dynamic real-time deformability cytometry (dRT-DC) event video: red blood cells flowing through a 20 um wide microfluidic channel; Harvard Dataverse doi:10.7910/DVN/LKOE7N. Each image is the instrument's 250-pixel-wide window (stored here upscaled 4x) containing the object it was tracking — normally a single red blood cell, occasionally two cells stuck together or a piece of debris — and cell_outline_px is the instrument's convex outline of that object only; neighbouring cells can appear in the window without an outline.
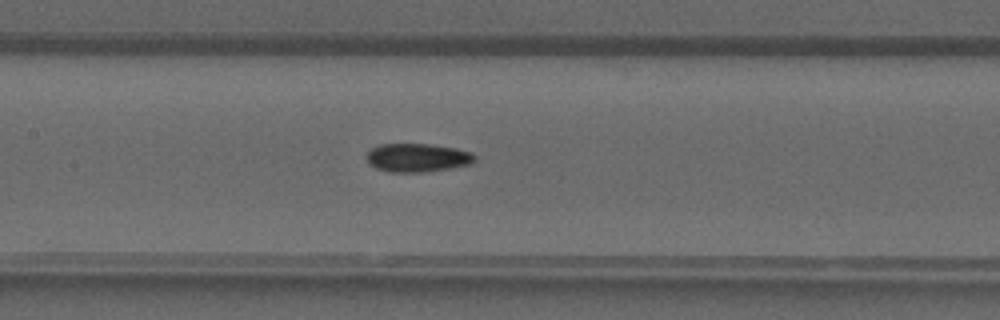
{"species": "common noctule bat (a hibernating species)", "species_latin": "Nyctalus noctula", "temperature_condition": "warm", "stored_images_in_passage": 41, "camera_frame_rate_fps": 3000, "um_per_image_px": 0.085, "animal": {"sex": "male", "forearm_length_mm": 52.5}, "frame": {"image": 1, "passage_image": 20, "time_ms": 6.333, "image_size_px": [1000, 320], "cell_outline_px": [[476, 160], [472, 164], [424, 172], [388, 172], [376, 168], [368, 164], [364, 156], [372, 148], [380, 144], [432, 144], [456, 148], [472, 152], [476, 156]], "centroid_in_image_um": [35.47, 13.4], "position_along_channel_um": 171.9, "area_um2": 18.21}}
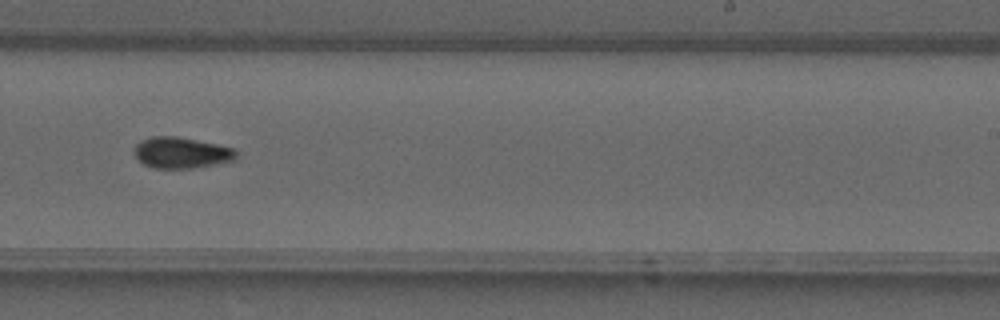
{"frame": {"image": 2, "passage_image": 26, "time_ms": 8.333, "image_size_px": [1000, 320], "cell_outline_px": [[236, 160], [192, 168], [152, 168], [144, 164], [132, 152], [136, 144], [140, 140], [152, 136], [176, 136], [216, 144], [232, 148], [236, 152]], "centroid_in_image_um": [15.37, 12.98], "position_along_channel_um": 273.6, "area_um2": 18.38}}
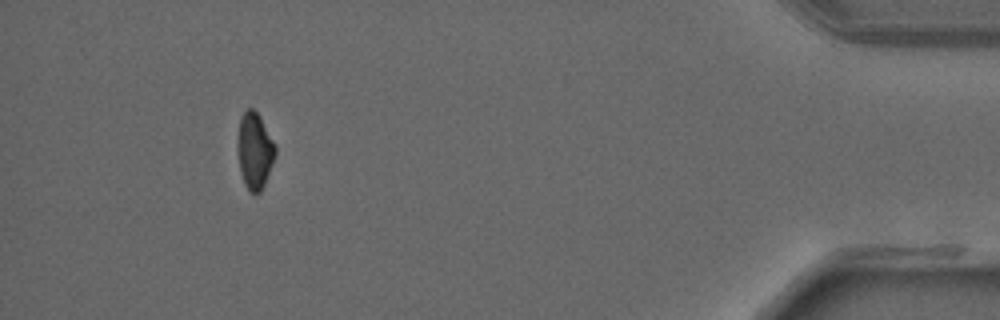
{"frame": {"image": 3, "passage_image": 38, "time_ms": 12.333, "image_size_px": [1000, 320], "cell_outline_px": [[276, 156], [264, 184], [260, 192], [256, 196], [248, 192], [244, 184], [240, 172], [240, 116], [248, 108], [252, 108], [260, 116], [276, 144]], "centroid_in_image_um": [21.7, 12.86], "position_along_channel_um": 413.5, "area_um2": 16.47}}